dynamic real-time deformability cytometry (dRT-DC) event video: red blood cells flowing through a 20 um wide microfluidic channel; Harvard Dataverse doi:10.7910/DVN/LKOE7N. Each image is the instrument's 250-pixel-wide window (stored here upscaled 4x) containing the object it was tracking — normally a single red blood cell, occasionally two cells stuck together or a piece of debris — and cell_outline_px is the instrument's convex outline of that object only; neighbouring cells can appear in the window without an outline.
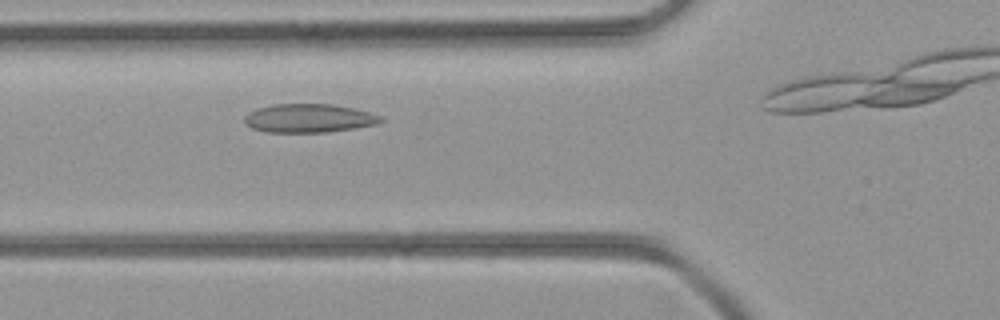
{"species": "common noctule bat (a hibernating species)", "species_latin": "Nyctalus noctula", "temperature_condition": "room temperature", "stored_images_in_passage": 9, "camera_frame_rate_fps": 3000, "um_per_image_px": 0.085, "animal": {"sex": "female", "body_mass_g": 21.9}, "frame": {"image": 1, "passage_image": 6, "time_ms": 1.667, "image_size_px": [1000, 320], "cell_outline_px": [[384, 120], [376, 124], [352, 128], [324, 132], [264, 132], [252, 128], [244, 124], [244, 116], [248, 112], [256, 108], [272, 104], [332, 104], [356, 108], [380, 116]], "centroid_in_image_um": [26.19, 10.04], "position_along_channel_um": 99.6, "area_um2": 22.77}}
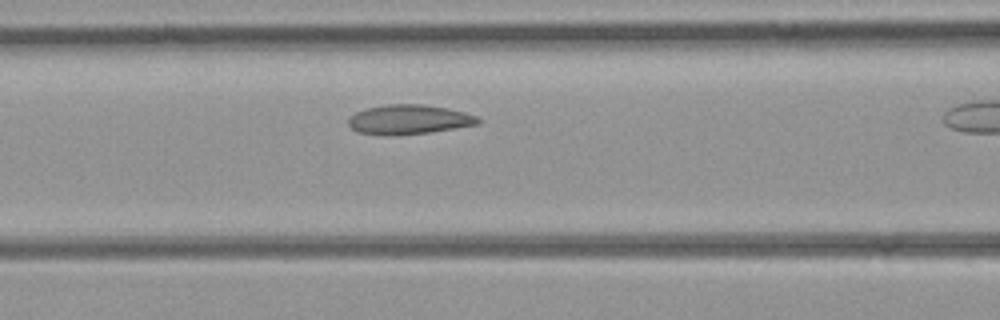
{"frame": {"image": 2, "passage_image": 8, "time_ms": 2.333, "image_size_px": [1000, 320], "cell_outline_px": [[480, 124], [428, 132], [356, 132], [348, 124], [348, 120], [356, 112], [368, 108], [388, 104], [424, 104], [448, 108], [464, 112], [476, 116], [480, 120]], "centroid_in_image_um": [34.83, 10.1], "position_along_channel_um": 131.8, "area_um2": 21.15}}